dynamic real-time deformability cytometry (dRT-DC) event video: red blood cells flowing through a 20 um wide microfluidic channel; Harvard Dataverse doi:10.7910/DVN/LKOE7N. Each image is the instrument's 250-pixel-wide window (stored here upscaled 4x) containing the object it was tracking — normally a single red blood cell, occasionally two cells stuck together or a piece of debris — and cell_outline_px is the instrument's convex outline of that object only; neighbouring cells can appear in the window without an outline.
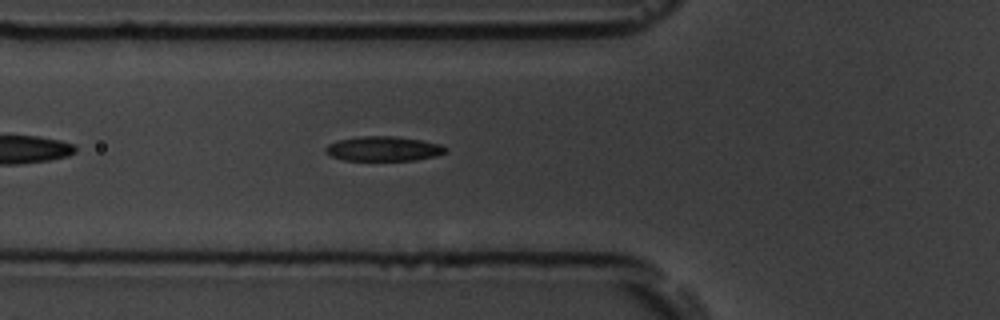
{"species": "common noctule bat (a hibernating species)", "species_latin": "Nyctalus noctula", "temperature_condition": "room temperature", "stored_images_in_passage": 37, "camera_frame_rate_fps": 3000, "um_per_image_px": 0.085, "animal": {"sex": "male", "body_mass_g": 19.5, "forearm_length_mm": 54.6}, "frame": {"image": 1, "passage_image": 6, "time_ms": 1.667, "image_size_px": [1000, 320], "cell_outline_px": [[448, 148], [444, 152], [436, 156], [416, 160], [344, 160], [332, 156], [324, 152], [324, 148], [328, 144], [336, 140], [364, 136], [392, 136], [420, 140], [440, 144]], "centroid_in_image_um": [32.56, 12.64], "position_along_channel_um": 93.2, "area_um2": 17.17}}
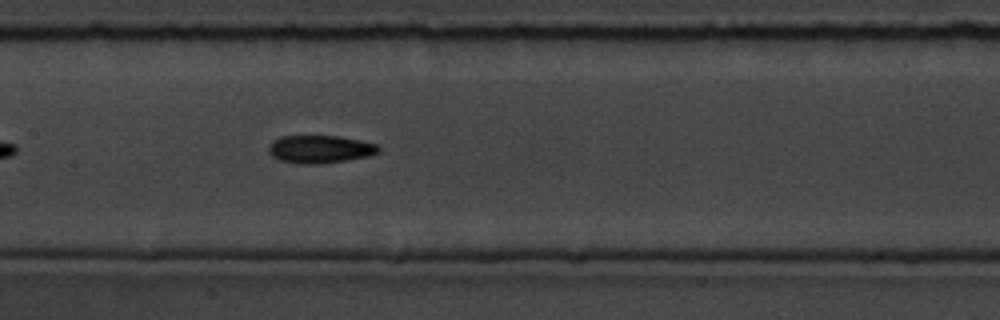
{"frame": {"image": 2, "passage_image": 13, "time_ms": 4.0, "image_size_px": [1000, 320], "cell_outline_px": [[380, 152], [368, 156], [324, 164], [300, 164], [280, 160], [272, 156], [268, 152], [268, 144], [272, 140], [280, 136], [340, 136], [376, 144], [380, 148]], "centroid_in_image_um": [27.16, 12.68], "position_along_channel_um": 180.2, "area_um2": 17.98}}
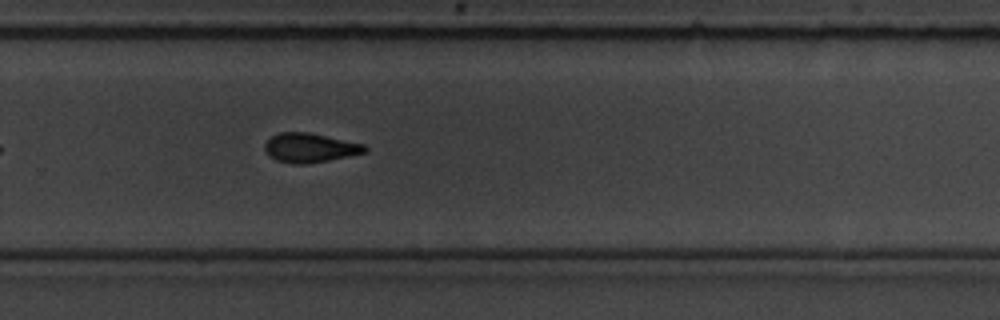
{"frame": {"image": 3, "passage_image": 23, "time_ms": 7.333, "image_size_px": [1000, 320], "cell_outline_px": [[368, 148], [364, 152], [348, 156], [328, 160], [304, 164], [292, 164], [276, 160], [268, 156], [264, 148], [264, 144], [272, 136], [280, 132], [308, 132], [364, 144]], "centroid_in_image_um": [26.3, 12.56], "position_along_channel_um": 303.5, "area_um2": 16.94}, "authors_computed_cell_mechanics": {"area_um2": 17.34, "velocity_mm_per_s": 3.7046, "shape_relaxation_time_tau1_ms": 3.6087, "shape_relaxation_time_tau2_ms": 6.2962, "deformation_change_tau1": 0.1359, "deformation_change_tau2": 0.1358}}